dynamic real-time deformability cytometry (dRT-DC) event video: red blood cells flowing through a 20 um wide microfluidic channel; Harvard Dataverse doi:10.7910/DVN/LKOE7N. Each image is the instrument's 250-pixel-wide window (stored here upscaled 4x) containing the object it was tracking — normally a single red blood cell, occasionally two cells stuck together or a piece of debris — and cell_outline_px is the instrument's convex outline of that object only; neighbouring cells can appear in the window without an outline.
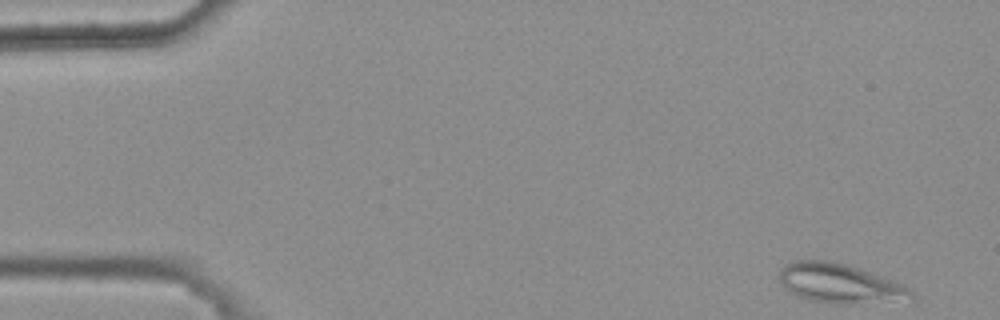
{"species": "common noctule bat (a hibernating species)", "species_latin": "Nyctalus noctula", "temperature_condition": "warm", "stored_images_in_passage": 5, "camera_frame_rate_fps": 3000, "um_per_image_px": 0.085, "animal": {"sex": "female", "body_mass_g": 25.1}, "frame": {"image": 1, "passage_image": 1, "time_ms": 0.0, "image_size_px": [1000, 320], "cell_outline_px": [[916, 300], [912, 304], [832, 304], [808, 300], [796, 296], [784, 288], [780, 280], [780, 272], [784, 264], [792, 260], [824, 260], [844, 264], [880, 276], [900, 284], [908, 288], [916, 296]], "centroid_in_image_um": [71.49, 24.17], "position_along_channel_um": 13.5, "area_um2": 31.21}}